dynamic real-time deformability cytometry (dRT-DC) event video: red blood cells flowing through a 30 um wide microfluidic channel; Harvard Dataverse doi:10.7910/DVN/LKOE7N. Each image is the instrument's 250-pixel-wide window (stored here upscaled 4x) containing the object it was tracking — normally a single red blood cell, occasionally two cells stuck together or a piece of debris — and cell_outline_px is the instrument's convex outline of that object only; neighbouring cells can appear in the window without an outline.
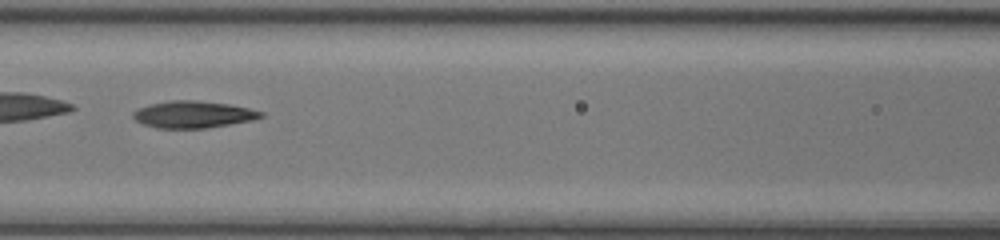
{"species": "common noctule bat (a hibernating species)", "species_latin": "Nyctalus noctula", "temperature_condition": "room temperature", "stored_images_in_passage": 47, "camera_frame_rate_fps": 3000, "um_per_image_px": 0.085, "animal": {"sex": "female", "body_mass_g": 17.0, "forearm_length_mm": 48.0}, "frame": {"image": 1, "passage_image": 21, "time_ms": 6.667, "image_size_px": [1000, 240], "cell_outline_px": [[264, 116], [252, 120], [204, 128], [156, 128], [144, 124], [136, 120], [132, 116], [132, 112], [148, 104], [172, 100], [196, 100], [228, 104], [248, 108], [264, 112]], "centroid_in_image_um": [16.4, 9.72], "position_along_channel_um": 150.2, "area_um2": 19.88}}
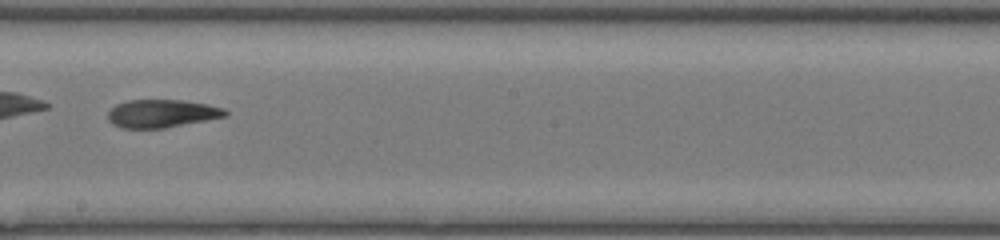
{"frame": {"image": 2, "passage_image": 27, "time_ms": 8.667, "image_size_px": [1000, 240], "cell_outline_px": [[228, 116], [164, 128], [120, 128], [112, 124], [108, 120], [108, 112], [116, 104], [128, 100], [184, 100], [208, 104], [224, 108], [228, 112]], "centroid_in_image_um": [13.76, 9.65], "position_along_channel_um": 234.4, "area_um2": 19.25}, "authors_computed_cell_mechanics": {"area_um2": 20.4034, "velocity_mm_per_s": 4.2363, "shape_relaxation_time_tau1_ms": null, "shape_relaxation_time_tau2_ms": 3.6394, "deformation_change_tau1": null, "deformation_change_tau2": 0.1294}}